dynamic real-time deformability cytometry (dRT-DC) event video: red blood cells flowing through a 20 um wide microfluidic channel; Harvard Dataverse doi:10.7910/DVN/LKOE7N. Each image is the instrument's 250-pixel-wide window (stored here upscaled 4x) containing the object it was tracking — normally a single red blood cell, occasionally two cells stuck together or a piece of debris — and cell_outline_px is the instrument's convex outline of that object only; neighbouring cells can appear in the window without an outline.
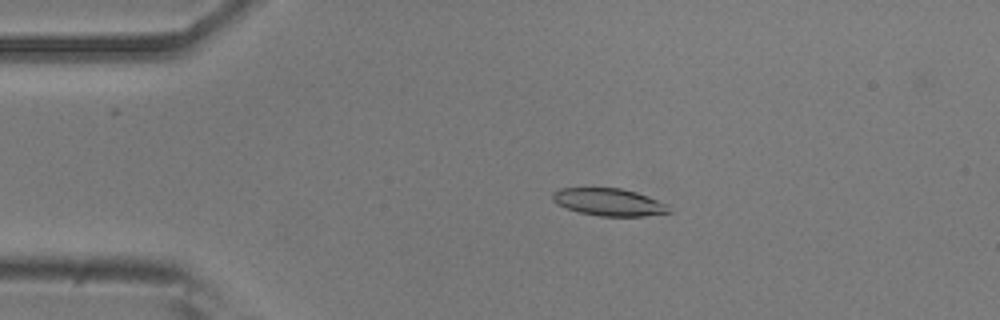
{"species": "common noctule bat (a hibernating species)", "species_latin": "Nyctalus noctula", "temperature_condition": "room temperature", "stored_images_in_passage": 52, "camera_frame_rate_fps": 3000, "um_per_image_px": 0.085, "animal": {"sex": "male", "body_mass_g": 20.5, "forearm_length_mm": 52.5}, "frame": {"image": 1, "passage_image": 10, "time_ms": 3.0, "image_size_px": [1000, 320], "cell_outline_px": [[672, 212], [644, 216], [600, 216], [580, 212], [556, 204], [552, 200], [552, 192], [560, 188], [620, 188], [636, 192], [648, 196], [664, 204]], "centroid_in_image_um": [51.71, 17.17], "position_along_channel_um": 33.3, "area_um2": 18.38}}
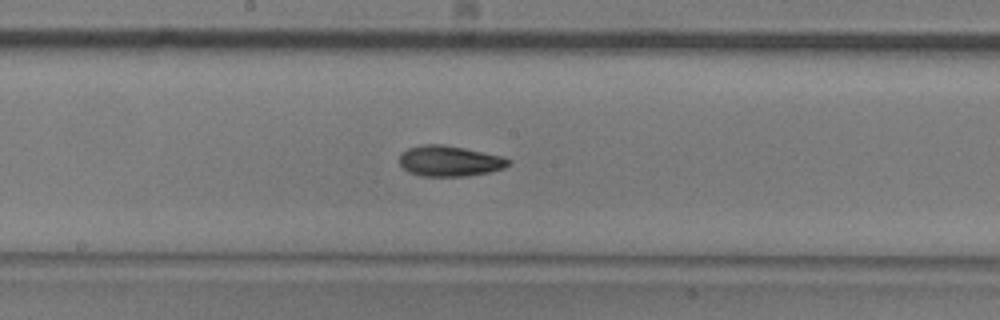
{"frame": {"image": 2, "passage_image": 27, "time_ms": 8.667, "image_size_px": [1000, 320], "cell_outline_px": [[512, 160], [504, 168], [488, 172], [468, 176], [420, 176], [408, 172], [400, 164], [400, 152], [408, 148], [424, 144], [444, 144], [464, 148], [500, 156]], "centroid_in_image_um": [38.17, 13.68], "position_along_channel_um": 210.0, "area_um2": 19.42}}
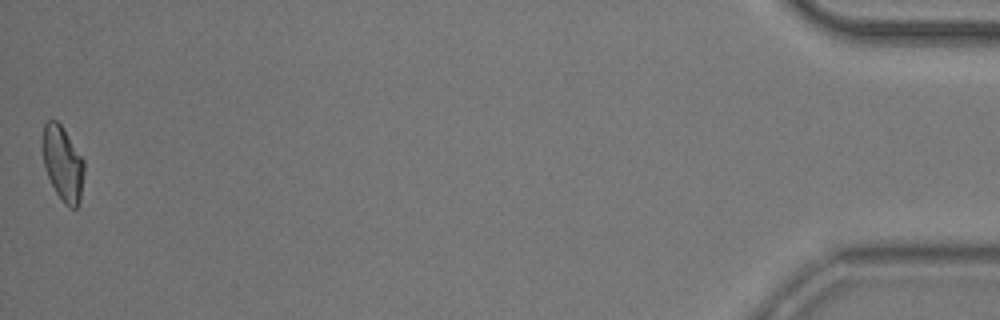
{"frame": {"image": 3, "passage_image": 52, "time_ms": 17.0, "image_size_px": [1000, 320], "cell_outline_px": [[84, 172], [80, 200], [76, 208], [68, 208], [64, 204], [56, 192], [48, 176], [44, 164], [40, 148], [40, 136], [44, 124], [48, 120], [56, 120], [60, 124], [84, 160]], "centroid_in_image_um": [5.29, 13.87], "position_along_channel_um": 429.9, "area_um2": 18.38}, "authors_computed_cell_mechanics": {"area_um2": 18.9006, "velocity_mm_per_s": 3.8105, "shape_relaxation_time_tau1_ms": 4.1658, "shape_relaxation_time_tau2_ms": 2.9566, "deformation_change_tau1": 0.1565, "deformation_change_tau2": 0.1004}}